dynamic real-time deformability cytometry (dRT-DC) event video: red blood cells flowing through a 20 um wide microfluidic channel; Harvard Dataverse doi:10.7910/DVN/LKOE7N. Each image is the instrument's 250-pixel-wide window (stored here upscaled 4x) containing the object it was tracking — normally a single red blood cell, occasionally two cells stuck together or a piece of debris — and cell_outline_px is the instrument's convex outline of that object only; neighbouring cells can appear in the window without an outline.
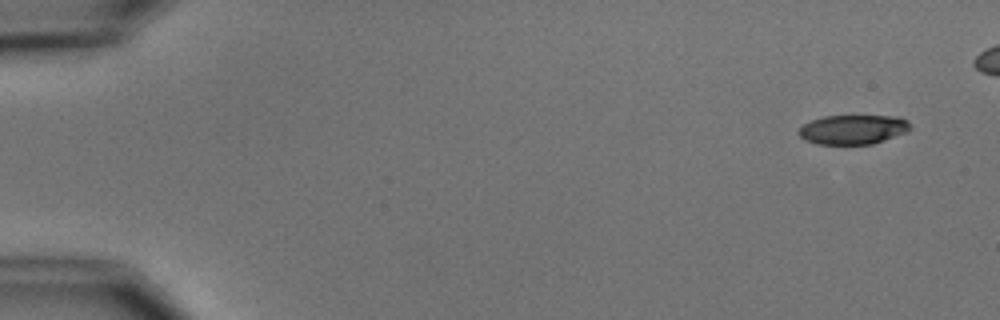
{"species": "common noctule bat (a hibernating species)", "species_latin": "Nyctalus noctula", "temperature_condition": "cold", "stored_images_in_passage": 5, "camera_frame_rate_fps": 3000, "um_per_image_px": 0.085, "animal": {"sex": "male", "body_mass_g": 15.6}, "frame": {"image": 1, "passage_image": 1, "time_ms": 0.0, "image_size_px": [1000, 320], "cell_outline_px": [[912, 128], [908, 132], [872, 144], [816, 144], [804, 140], [796, 132], [804, 124], [812, 120], [824, 116], [900, 116], [908, 120], [912, 124]], "centroid_in_image_um": [72.55, 11.0], "position_along_channel_um": 12.5, "area_um2": 19.36}}